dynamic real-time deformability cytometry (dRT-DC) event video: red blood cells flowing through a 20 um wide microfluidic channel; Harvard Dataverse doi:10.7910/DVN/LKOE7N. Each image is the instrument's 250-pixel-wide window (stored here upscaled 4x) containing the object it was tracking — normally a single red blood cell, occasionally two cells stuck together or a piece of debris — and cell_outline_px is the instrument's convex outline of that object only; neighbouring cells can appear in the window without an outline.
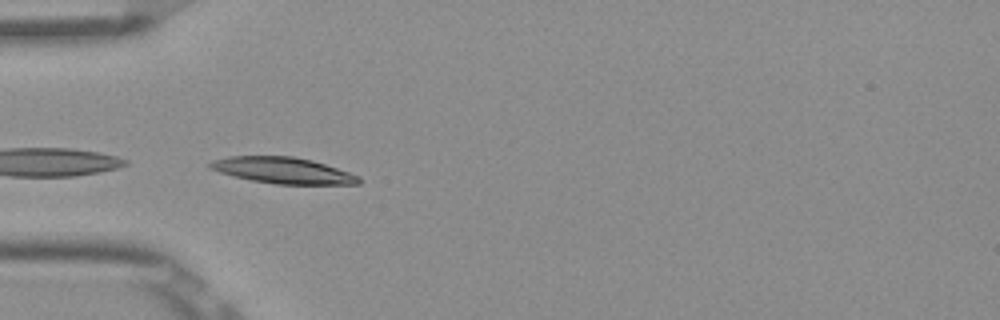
{"species": "Egyptian fruit bat (a non-hibernating species)", "species_latin": "Rousettus aegyptiacus", "temperature_condition": "room temperature", "stored_images_in_passage": 34, "camera_frame_rate_fps": 3000, "um_per_image_px": 0.085, "frame": {"image": 1, "passage_image": 1, "time_ms": 0.0, "image_size_px": [1000, 320], "cell_outline_px": [[360, 184], [276, 184], [252, 180], [232, 176], [208, 168], [208, 164], [212, 160], [228, 156], [292, 156], [312, 160], [360, 176]], "centroid_in_image_um": [24.01, 14.48], "position_along_channel_um": 61.0, "area_um2": 22.6}}
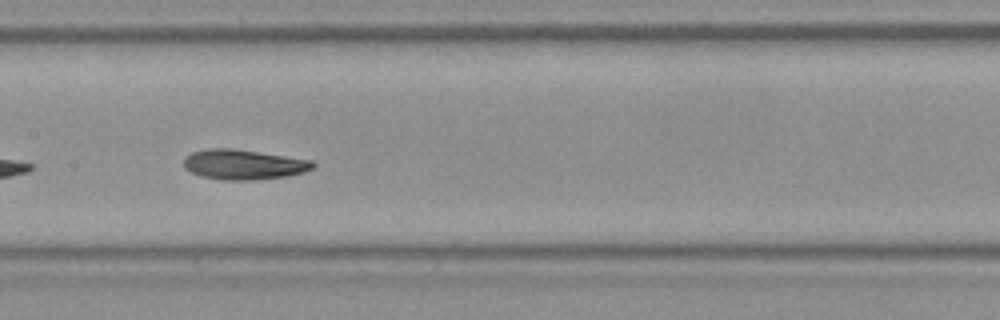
{"frame": {"image": 2, "passage_image": 11, "time_ms": 3.333, "image_size_px": [1000, 320], "cell_outline_px": [[316, 164], [312, 168], [304, 172], [284, 176], [248, 180], [220, 180], [200, 176], [184, 168], [184, 156], [192, 152], [208, 148], [232, 148], [312, 160]], "centroid_in_image_um": [20.65, 13.98], "position_along_channel_um": 186.7, "area_um2": 22.48}}
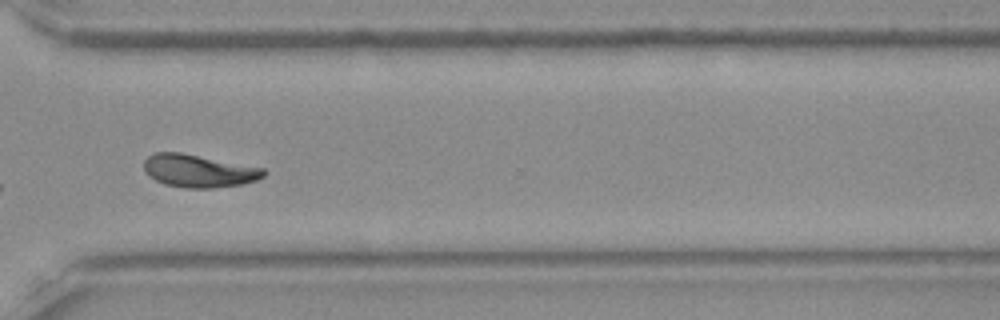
{"frame": {"image": 3, "passage_image": 24, "time_ms": 7.667, "image_size_px": [1000, 320], "cell_outline_px": [[268, 172], [264, 176], [256, 180], [240, 184], [212, 188], [184, 188], [164, 184], [148, 176], [144, 172], [144, 160], [148, 156], [156, 152], [180, 152], [264, 168]], "centroid_in_image_um": [16.87, 14.52], "position_along_channel_um": 353.7, "area_um2": 22.89}, "authors_computed_cell_mechanics": {"area_um2": 22.3108, "velocity_mm_per_s": 3.8657, "shape_relaxation_time_tau1_ms": 3.836, "shape_relaxation_time_tau2_ms": 1.7715, "deformation_change_tau1": 0.1159, "deformation_change_tau2": 0.0682}}